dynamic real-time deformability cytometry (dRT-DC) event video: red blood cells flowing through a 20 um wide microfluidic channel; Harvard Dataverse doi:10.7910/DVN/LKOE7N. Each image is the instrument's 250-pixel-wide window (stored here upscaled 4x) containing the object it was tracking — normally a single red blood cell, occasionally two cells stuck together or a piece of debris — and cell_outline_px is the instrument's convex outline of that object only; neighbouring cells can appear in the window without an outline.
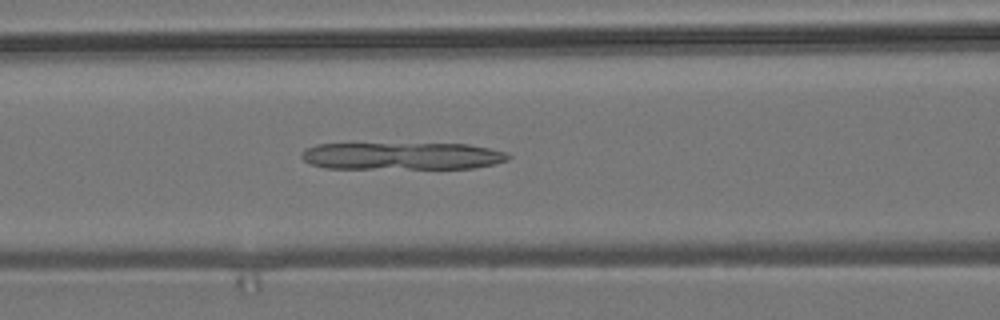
{"species": "common noctule bat (a hibernating species)", "species_latin": "Nyctalus noctula", "temperature_condition": "room temperature", "stored_images_in_passage": 55, "camera_frame_rate_fps": 3000, "um_per_image_px": 0.085, "animal": {"sex": "male", "body_mass_g": 19.2, "forearm_length_mm": 51.8}, "frame": {"image": 1, "passage_image": 23, "time_ms": 7.333, "image_size_px": [1000, 320], "cell_outline_px": [[512, 156], [508, 160], [492, 164], [472, 168], [324, 168], [312, 164], [304, 160], [300, 156], [300, 152], [316, 144], [468, 144], [508, 152]], "centroid_in_image_um": [34.19, 13.26], "position_along_channel_um": 132.4, "area_um2": 32.77}}
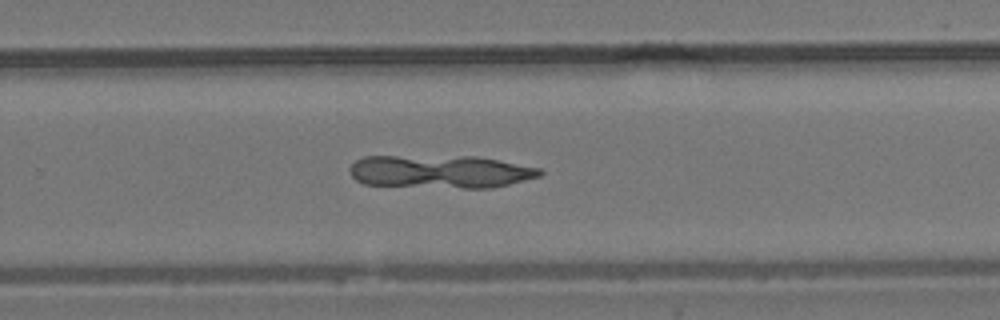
{"frame": {"image": 2, "passage_image": 36, "time_ms": 11.667, "image_size_px": [1000, 320], "cell_outline_px": [[544, 172], [540, 176], [492, 188], [464, 188], [364, 184], [356, 180], [352, 176], [348, 168], [356, 160], [364, 156], [476, 156], [540, 168]], "centroid_in_image_um": [37.41, 14.58], "position_along_channel_um": 292.4, "area_um2": 36.53}}
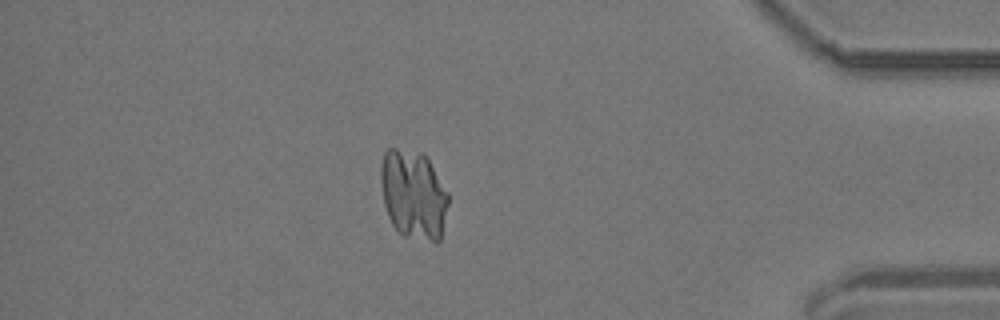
{"frame": {"image": 3, "passage_image": 48, "time_ms": 15.667, "image_size_px": [1000, 320], "cell_outline_px": [[448, 204], [440, 240], [436, 244], [404, 236], [396, 232], [388, 216], [384, 204], [380, 180], [380, 168], [384, 152], [388, 148], [396, 148], [424, 152], [448, 192]], "centroid_in_image_um": [35.13, 16.55], "position_along_channel_um": 400.1, "area_um2": 35.72}}